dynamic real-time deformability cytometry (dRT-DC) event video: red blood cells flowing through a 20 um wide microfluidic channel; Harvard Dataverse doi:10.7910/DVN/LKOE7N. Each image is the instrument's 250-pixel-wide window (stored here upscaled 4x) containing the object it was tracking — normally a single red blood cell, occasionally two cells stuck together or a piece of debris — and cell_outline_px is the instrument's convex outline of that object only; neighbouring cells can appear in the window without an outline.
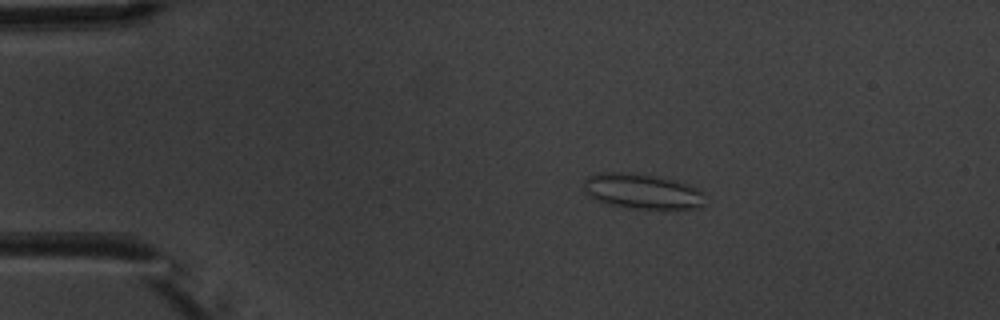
{"species": "common noctule bat (a hibernating species)", "species_latin": "Nyctalus noctula", "temperature_condition": "warm", "stored_images_in_passage": 5, "camera_frame_rate_fps": 3000, "um_per_image_px": 0.085, "animal": {"sex": "male", "body_mass_g": 20.1, "forearm_length_mm": 53.5}, "frame": {"image": 1, "passage_image": 2, "time_ms": 2.0, "image_size_px": [1000, 320], "cell_outline_px": [[704, 204], [700, 208], [632, 208], [608, 204], [596, 200], [588, 196], [584, 192], [584, 180], [588, 176], [600, 172], [624, 172], [656, 176], [676, 180], [688, 184], [704, 192]], "centroid_in_image_um": [54.57, 16.25], "position_along_channel_um": 30.4, "area_um2": 24.91}}
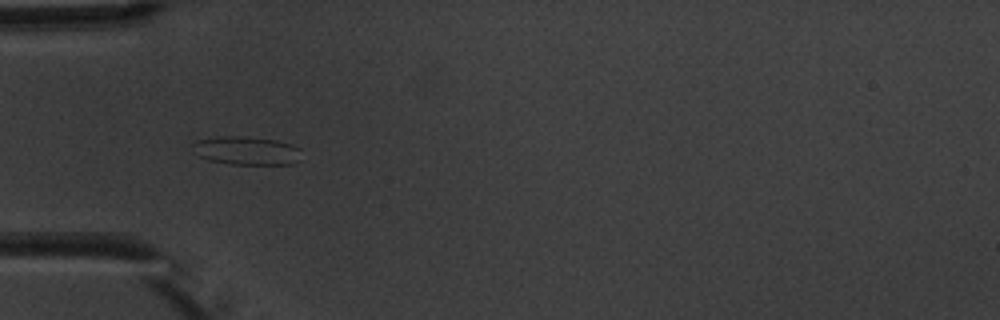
{"frame": {"image": 2, "passage_image": 4, "time_ms": 4.333, "image_size_px": [1000, 320], "cell_outline_px": [[300, 148], [296, 160], [292, 164], [232, 164], [208, 160], [192, 152], [192, 144], [196, 140], [220, 136], [240, 136], [276, 140], [292, 144]], "centroid_in_image_um": [20.88, 12.79], "position_along_channel_um": 64.1, "area_um2": 17.92}}
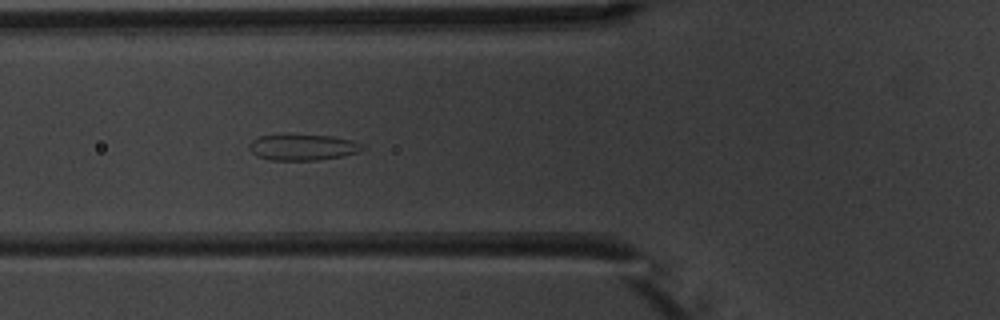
{"frame": {"image": 3, "passage_image": 5, "time_ms": 5.333, "image_size_px": [1000, 320], "cell_outline_px": [[364, 148], [356, 152], [344, 156], [316, 160], [268, 160], [256, 156], [248, 148], [248, 144], [252, 140], [260, 136], [284, 132], [332, 136], [352, 140], [360, 144]], "centroid_in_image_um": [25.64, 12.48], "position_along_channel_um": 100.2, "area_um2": 17.8}}